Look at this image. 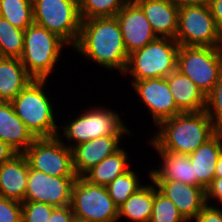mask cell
Wrapping results in <instances>:
<instances>
[{"label":"cell","instance_id":"11","mask_svg":"<svg viewBox=\"0 0 222 222\" xmlns=\"http://www.w3.org/2000/svg\"><path fill=\"white\" fill-rule=\"evenodd\" d=\"M61 135L36 138L22 153L30 168L55 177H77L71 149Z\"/></svg>","mask_w":222,"mask_h":222},{"label":"cell","instance_id":"3","mask_svg":"<svg viewBox=\"0 0 222 222\" xmlns=\"http://www.w3.org/2000/svg\"><path fill=\"white\" fill-rule=\"evenodd\" d=\"M46 81L33 79L11 101L16 115L36 138L59 135L53 104L43 90Z\"/></svg>","mask_w":222,"mask_h":222},{"label":"cell","instance_id":"28","mask_svg":"<svg viewBox=\"0 0 222 222\" xmlns=\"http://www.w3.org/2000/svg\"><path fill=\"white\" fill-rule=\"evenodd\" d=\"M131 0H79L81 20L115 17Z\"/></svg>","mask_w":222,"mask_h":222},{"label":"cell","instance_id":"22","mask_svg":"<svg viewBox=\"0 0 222 222\" xmlns=\"http://www.w3.org/2000/svg\"><path fill=\"white\" fill-rule=\"evenodd\" d=\"M166 80L177 107L183 113L205 110L206 96L186 75L176 69Z\"/></svg>","mask_w":222,"mask_h":222},{"label":"cell","instance_id":"4","mask_svg":"<svg viewBox=\"0 0 222 222\" xmlns=\"http://www.w3.org/2000/svg\"><path fill=\"white\" fill-rule=\"evenodd\" d=\"M179 44L175 39L157 38L128 56L123 74L132 82L148 78H166L177 69Z\"/></svg>","mask_w":222,"mask_h":222},{"label":"cell","instance_id":"39","mask_svg":"<svg viewBox=\"0 0 222 222\" xmlns=\"http://www.w3.org/2000/svg\"><path fill=\"white\" fill-rule=\"evenodd\" d=\"M173 5L178 8L185 6H195V5H207L208 0H169Z\"/></svg>","mask_w":222,"mask_h":222},{"label":"cell","instance_id":"24","mask_svg":"<svg viewBox=\"0 0 222 222\" xmlns=\"http://www.w3.org/2000/svg\"><path fill=\"white\" fill-rule=\"evenodd\" d=\"M128 158L127 152L123 148H120L90 169L83 178L91 184L106 187L117 176L129 170V163H127L129 161Z\"/></svg>","mask_w":222,"mask_h":222},{"label":"cell","instance_id":"41","mask_svg":"<svg viewBox=\"0 0 222 222\" xmlns=\"http://www.w3.org/2000/svg\"><path fill=\"white\" fill-rule=\"evenodd\" d=\"M73 222H91V221H87V220H82V219H79V218H76L74 219Z\"/></svg>","mask_w":222,"mask_h":222},{"label":"cell","instance_id":"7","mask_svg":"<svg viewBox=\"0 0 222 222\" xmlns=\"http://www.w3.org/2000/svg\"><path fill=\"white\" fill-rule=\"evenodd\" d=\"M177 70L207 96L222 74V47L179 46Z\"/></svg>","mask_w":222,"mask_h":222},{"label":"cell","instance_id":"36","mask_svg":"<svg viewBox=\"0 0 222 222\" xmlns=\"http://www.w3.org/2000/svg\"><path fill=\"white\" fill-rule=\"evenodd\" d=\"M205 191L207 204L211 199H216L222 204V177H214Z\"/></svg>","mask_w":222,"mask_h":222},{"label":"cell","instance_id":"29","mask_svg":"<svg viewBox=\"0 0 222 222\" xmlns=\"http://www.w3.org/2000/svg\"><path fill=\"white\" fill-rule=\"evenodd\" d=\"M110 197L119 208L132 194L136 193L143 185L139 183L137 172L129 169L124 174L117 176L107 186Z\"/></svg>","mask_w":222,"mask_h":222},{"label":"cell","instance_id":"38","mask_svg":"<svg viewBox=\"0 0 222 222\" xmlns=\"http://www.w3.org/2000/svg\"><path fill=\"white\" fill-rule=\"evenodd\" d=\"M17 153L5 142L0 140V166L9 161Z\"/></svg>","mask_w":222,"mask_h":222},{"label":"cell","instance_id":"27","mask_svg":"<svg viewBox=\"0 0 222 222\" xmlns=\"http://www.w3.org/2000/svg\"><path fill=\"white\" fill-rule=\"evenodd\" d=\"M24 48V30L0 16V57L19 58Z\"/></svg>","mask_w":222,"mask_h":222},{"label":"cell","instance_id":"40","mask_svg":"<svg viewBox=\"0 0 222 222\" xmlns=\"http://www.w3.org/2000/svg\"><path fill=\"white\" fill-rule=\"evenodd\" d=\"M215 177H222V153L215 167Z\"/></svg>","mask_w":222,"mask_h":222},{"label":"cell","instance_id":"8","mask_svg":"<svg viewBox=\"0 0 222 222\" xmlns=\"http://www.w3.org/2000/svg\"><path fill=\"white\" fill-rule=\"evenodd\" d=\"M62 127L64 137L70 142L75 141L74 144H65L70 149L77 144L102 136L125 134L131 136V132L118 113L111 109L106 110L104 107L87 110Z\"/></svg>","mask_w":222,"mask_h":222},{"label":"cell","instance_id":"32","mask_svg":"<svg viewBox=\"0 0 222 222\" xmlns=\"http://www.w3.org/2000/svg\"><path fill=\"white\" fill-rule=\"evenodd\" d=\"M22 205V222H48L55 208L42 202L24 201Z\"/></svg>","mask_w":222,"mask_h":222},{"label":"cell","instance_id":"10","mask_svg":"<svg viewBox=\"0 0 222 222\" xmlns=\"http://www.w3.org/2000/svg\"><path fill=\"white\" fill-rule=\"evenodd\" d=\"M175 40L179 46L222 47V35L208 4L179 8Z\"/></svg>","mask_w":222,"mask_h":222},{"label":"cell","instance_id":"9","mask_svg":"<svg viewBox=\"0 0 222 222\" xmlns=\"http://www.w3.org/2000/svg\"><path fill=\"white\" fill-rule=\"evenodd\" d=\"M71 209L76 218L91 222H117L118 207L107 187L77 177L71 190Z\"/></svg>","mask_w":222,"mask_h":222},{"label":"cell","instance_id":"15","mask_svg":"<svg viewBox=\"0 0 222 222\" xmlns=\"http://www.w3.org/2000/svg\"><path fill=\"white\" fill-rule=\"evenodd\" d=\"M157 189L169 198L177 207L182 216L187 220H193L197 214L207 205L206 191L204 188L189 185L179 181L151 180Z\"/></svg>","mask_w":222,"mask_h":222},{"label":"cell","instance_id":"16","mask_svg":"<svg viewBox=\"0 0 222 222\" xmlns=\"http://www.w3.org/2000/svg\"><path fill=\"white\" fill-rule=\"evenodd\" d=\"M122 135L102 136L71 148L73 167L77 177H83L103 159L120 149Z\"/></svg>","mask_w":222,"mask_h":222},{"label":"cell","instance_id":"14","mask_svg":"<svg viewBox=\"0 0 222 222\" xmlns=\"http://www.w3.org/2000/svg\"><path fill=\"white\" fill-rule=\"evenodd\" d=\"M115 17L119 22L128 54L158 38L142 9L133 0L125 5Z\"/></svg>","mask_w":222,"mask_h":222},{"label":"cell","instance_id":"2","mask_svg":"<svg viewBox=\"0 0 222 222\" xmlns=\"http://www.w3.org/2000/svg\"><path fill=\"white\" fill-rule=\"evenodd\" d=\"M158 129L150 140L154 149L186 155L195 152L218 132L205 110L178 114L162 121Z\"/></svg>","mask_w":222,"mask_h":222},{"label":"cell","instance_id":"30","mask_svg":"<svg viewBox=\"0 0 222 222\" xmlns=\"http://www.w3.org/2000/svg\"><path fill=\"white\" fill-rule=\"evenodd\" d=\"M149 222H188L174 203L163 195L154 183V202Z\"/></svg>","mask_w":222,"mask_h":222},{"label":"cell","instance_id":"18","mask_svg":"<svg viewBox=\"0 0 222 222\" xmlns=\"http://www.w3.org/2000/svg\"><path fill=\"white\" fill-rule=\"evenodd\" d=\"M29 165L22 153H17L0 166V196L24 202Z\"/></svg>","mask_w":222,"mask_h":222},{"label":"cell","instance_id":"1","mask_svg":"<svg viewBox=\"0 0 222 222\" xmlns=\"http://www.w3.org/2000/svg\"><path fill=\"white\" fill-rule=\"evenodd\" d=\"M74 49L104 68L125 71L129 54L116 17L82 20Z\"/></svg>","mask_w":222,"mask_h":222},{"label":"cell","instance_id":"37","mask_svg":"<svg viewBox=\"0 0 222 222\" xmlns=\"http://www.w3.org/2000/svg\"><path fill=\"white\" fill-rule=\"evenodd\" d=\"M208 6L219 33L222 35V0H208Z\"/></svg>","mask_w":222,"mask_h":222},{"label":"cell","instance_id":"23","mask_svg":"<svg viewBox=\"0 0 222 222\" xmlns=\"http://www.w3.org/2000/svg\"><path fill=\"white\" fill-rule=\"evenodd\" d=\"M32 80L19 58L0 57V101L11 102Z\"/></svg>","mask_w":222,"mask_h":222},{"label":"cell","instance_id":"31","mask_svg":"<svg viewBox=\"0 0 222 222\" xmlns=\"http://www.w3.org/2000/svg\"><path fill=\"white\" fill-rule=\"evenodd\" d=\"M205 112L218 131H222V74L206 96Z\"/></svg>","mask_w":222,"mask_h":222},{"label":"cell","instance_id":"17","mask_svg":"<svg viewBox=\"0 0 222 222\" xmlns=\"http://www.w3.org/2000/svg\"><path fill=\"white\" fill-rule=\"evenodd\" d=\"M143 11L158 38L175 39L179 8L169 0H133Z\"/></svg>","mask_w":222,"mask_h":222},{"label":"cell","instance_id":"12","mask_svg":"<svg viewBox=\"0 0 222 222\" xmlns=\"http://www.w3.org/2000/svg\"><path fill=\"white\" fill-rule=\"evenodd\" d=\"M77 177H55L29 167L24 201L42 202L54 207L71 203V190Z\"/></svg>","mask_w":222,"mask_h":222},{"label":"cell","instance_id":"26","mask_svg":"<svg viewBox=\"0 0 222 222\" xmlns=\"http://www.w3.org/2000/svg\"><path fill=\"white\" fill-rule=\"evenodd\" d=\"M0 16L25 30L34 23L32 0H0Z\"/></svg>","mask_w":222,"mask_h":222},{"label":"cell","instance_id":"21","mask_svg":"<svg viewBox=\"0 0 222 222\" xmlns=\"http://www.w3.org/2000/svg\"><path fill=\"white\" fill-rule=\"evenodd\" d=\"M161 157L162 167L149 171L151 180L179 181L197 186L193 165L189 155L173 151L157 150Z\"/></svg>","mask_w":222,"mask_h":222},{"label":"cell","instance_id":"6","mask_svg":"<svg viewBox=\"0 0 222 222\" xmlns=\"http://www.w3.org/2000/svg\"><path fill=\"white\" fill-rule=\"evenodd\" d=\"M34 23L58 35L74 47L78 41L81 17L79 0H32Z\"/></svg>","mask_w":222,"mask_h":222},{"label":"cell","instance_id":"13","mask_svg":"<svg viewBox=\"0 0 222 222\" xmlns=\"http://www.w3.org/2000/svg\"><path fill=\"white\" fill-rule=\"evenodd\" d=\"M132 86L149 109L154 125L183 113L174 101L166 78L134 81Z\"/></svg>","mask_w":222,"mask_h":222},{"label":"cell","instance_id":"20","mask_svg":"<svg viewBox=\"0 0 222 222\" xmlns=\"http://www.w3.org/2000/svg\"><path fill=\"white\" fill-rule=\"evenodd\" d=\"M222 153V131H218L211 139L202 144L189 155L193 165L197 186L206 188L215 177V167Z\"/></svg>","mask_w":222,"mask_h":222},{"label":"cell","instance_id":"33","mask_svg":"<svg viewBox=\"0 0 222 222\" xmlns=\"http://www.w3.org/2000/svg\"><path fill=\"white\" fill-rule=\"evenodd\" d=\"M0 222H22L21 203L0 196Z\"/></svg>","mask_w":222,"mask_h":222},{"label":"cell","instance_id":"25","mask_svg":"<svg viewBox=\"0 0 222 222\" xmlns=\"http://www.w3.org/2000/svg\"><path fill=\"white\" fill-rule=\"evenodd\" d=\"M152 184L141 187L118 208V219L125 216L134 222L150 221L154 202V182Z\"/></svg>","mask_w":222,"mask_h":222},{"label":"cell","instance_id":"35","mask_svg":"<svg viewBox=\"0 0 222 222\" xmlns=\"http://www.w3.org/2000/svg\"><path fill=\"white\" fill-rule=\"evenodd\" d=\"M74 219L75 216L71 206L67 205L63 207H55L48 222H73Z\"/></svg>","mask_w":222,"mask_h":222},{"label":"cell","instance_id":"34","mask_svg":"<svg viewBox=\"0 0 222 222\" xmlns=\"http://www.w3.org/2000/svg\"><path fill=\"white\" fill-rule=\"evenodd\" d=\"M196 222H222V210L216 205L207 204L194 218Z\"/></svg>","mask_w":222,"mask_h":222},{"label":"cell","instance_id":"19","mask_svg":"<svg viewBox=\"0 0 222 222\" xmlns=\"http://www.w3.org/2000/svg\"><path fill=\"white\" fill-rule=\"evenodd\" d=\"M36 137L16 115L11 102L0 101V140L16 153H23Z\"/></svg>","mask_w":222,"mask_h":222},{"label":"cell","instance_id":"5","mask_svg":"<svg viewBox=\"0 0 222 222\" xmlns=\"http://www.w3.org/2000/svg\"><path fill=\"white\" fill-rule=\"evenodd\" d=\"M65 45L68 44L58 35L33 23L24 30L20 60L33 79L47 80Z\"/></svg>","mask_w":222,"mask_h":222}]
</instances>
